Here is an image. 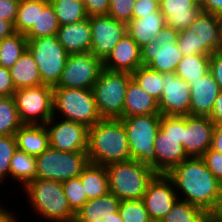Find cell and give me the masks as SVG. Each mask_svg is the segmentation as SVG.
<instances>
[{
    "instance_id": "cell-1",
    "label": "cell",
    "mask_w": 222,
    "mask_h": 222,
    "mask_svg": "<svg viewBox=\"0 0 222 222\" xmlns=\"http://www.w3.org/2000/svg\"><path fill=\"white\" fill-rule=\"evenodd\" d=\"M179 199L203 209L207 214L222 210V184L207 169L201 157H189L166 174Z\"/></svg>"
},
{
    "instance_id": "cell-2",
    "label": "cell",
    "mask_w": 222,
    "mask_h": 222,
    "mask_svg": "<svg viewBox=\"0 0 222 222\" xmlns=\"http://www.w3.org/2000/svg\"><path fill=\"white\" fill-rule=\"evenodd\" d=\"M87 154L89 163L102 166L131 160L122 121L102 118L89 127Z\"/></svg>"
},
{
    "instance_id": "cell-3",
    "label": "cell",
    "mask_w": 222,
    "mask_h": 222,
    "mask_svg": "<svg viewBox=\"0 0 222 222\" xmlns=\"http://www.w3.org/2000/svg\"><path fill=\"white\" fill-rule=\"evenodd\" d=\"M31 211L46 222H74L62 182L36 178L24 189ZM39 215V216H38Z\"/></svg>"
},
{
    "instance_id": "cell-4",
    "label": "cell",
    "mask_w": 222,
    "mask_h": 222,
    "mask_svg": "<svg viewBox=\"0 0 222 222\" xmlns=\"http://www.w3.org/2000/svg\"><path fill=\"white\" fill-rule=\"evenodd\" d=\"M107 169L109 193L119 200L142 199L148 183L157 174L151 167L137 160L111 163Z\"/></svg>"
},
{
    "instance_id": "cell-5",
    "label": "cell",
    "mask_w": 222,
    "mask_h": 222,
    "mask_svg": "<svg viewBox=\"0 0 222 222\" xmlns=\"http://www.w3.org/2000/svg\"><path fill=\"white\" fill-rule=\"evenodd\" d=\"M119 119L125 127L131 160H137L156 172L154 142L160 129L161 115H136Z\"/></svg>"
},
{
    "instance_id": "cell-6",
    "label": "cell",
    "mask_w": 222,
    "mask_h": 222,
    "mask_svg": "<svg viewBox=\"0 0 222 222\" xmlns=\"http://www.w3.org/2000/svg\"><path fill=\"white\" fill-rule=\"evenodd\" d=\"M179 33L177 46L183 56L212 55L222 51V37L216 14L201 11L187 29Z\"/></svg>"
},
{
    "instance_id": "cell-7",
    "label": "cell",
    "mask_w": 222,
    "mask_h": 222,
    "mask_svg": "<svg viewBox=\"0 0 222 222\" xmlns=\"http://www.w3.org/2000/svg\"><path fill=\"white\" fill-rule=\"evenodd\" d=\"M53 116L88 128L102 119L92 89L53 88Z\"/></svg>"
},
{
    "instance_id": "cell-8",
    "label": "cell",
    "mask_w": 222,
    "mask_h": 222,
    "mask_svg": "<svg viewBox=\"0 0 222 222\" xmlns=\"http://www.w3.org/2000/svg\"><path fill=\"white\" fill-rule=\"evenodd\" d=\"M130 73L110 71L100 72L92 91L96 108L102 118L119 119L124 117V101L130 79Z\"/></svg>"
},
{
    "instance_id": "cell-9",
    "label": "cell",
    "mask_w": 222,
    "mask_h": 222,
    "mask_svg": "<svg viewBox=\"0 0 222 222\" xmlns=\"http://www.w3.org/2000/svg\"><path fill=\"white\" fill-rule=\"evenodd\" d=\"M88 164L86 151L64 152L49 146L36 156V178L63 182L79 177Z\"/></svg>"
},
{
    "instance_id": "cell-10",
    "label": "cell",
    "mask_w": 222,
    "mask_h": 222,
    "mask_svg": "<svg viewBox=\"0 0 222 222\" xmlns=\"http://www.w3.org/2000/svg\"><path fill=\"white\" fill-rule=\"evenodd\" d=\"M27 40V50L38 66L42 83L54 87L61 77L68 52L59 43L57 36Z\"/></svg>"
},
{
    "instance_id": "cell-11",
    "label": "cell",
    "mask_w": 222,
    "mask_h": 222,
    "mask_svg": "<svg viewBox=\"0 0 222 222\" xmlns=\"http://www.w3.org/2000/svg\"><path fill=\"white\" fill-rule=\"evenodd\" d=\"M179 34L178 30L166 25L155 41L141 48L142 65L160 73H175L183 57L177 46Z\"/></svg>"
},
{
    "instance_id": "cell-12",
    "label": "cell",
    "mask_w": 222,
    "mask_h": 222,
    "mask_svg": "<svg viewBox=\"0 0 222 222\" xmlns=\"http://www.w3.org/2000/svg\"><path fill=\"white\" fill-rule=\"evenodd\" d=\"M20 121L28 125H44L53 117V87L40 85L21 88L13 94Z\"/></svg>"
},
{
    "instance_id": "cell-13",
    "label": "cell",
    "mask_w": 222,
    "mask_h": 222,
    "mask_svg": "<svg viewBox=\"0 0 222 222\" xmlns=\"http://www.w3.org/2000/svg\"><path fill=\"white\" fill-rule=\"evenodd\" d=\"M103 70V61L91 52L69 54L53 88L92 89Z\"/></svg>"
},
{
    "instance_id": "cell-14",
    "label": "cell",
    "mask_w": 222,
    "mask_h": 222,
    "mask_svg": "<svg viewBox=\"0 0 222 222\" xmlns=\"http://www.w3.org/2000/svg\"><path fill=\"white\" fill-rule=\"evenodd\" d=\"M44 125L49 134V146L53 149L87 152L89 128L84 124L53 116Z\"/></svg>"
},
{
    "instance_id": "cell-15",
    "label": "cell",
    "mask_w": 222,
    "mask_h": 222,
    "mask_svg": "<svg viewBox=\"0 0 222 222\" xmlns=\"http://www.w3.org/2000/svg\"><path fill=\"white\" fill-rule=\"evenodd\" d=\"M92 41L90 52L102 61L127 33V24L107 15L89 17Z\"/></svg>"
},
{
    "instance_id": "cell-16",
    "label": "cell",
    "mask_w": 222,
    "mask_h": 222,
    "mask_svg": "<svg viewBox=\"0 0 222 222\" xmlns=\"http://www.w3.org/2000/svg\"><path fill=\"white\" fill-rule=\"evenodd\" d=\"M178 199L174 184L166 174H156L142 197L153 222H160Z\"/></svg>"
},
{
    "instance_id": "cell-17",
    "label": "cell",
    "mask_w": 222,
    "mask_h": 222,
    "mask_svg": "<svg viewBox=\"0 0 222 222\" xmlns=\"http://www.w3.org/2000/svg\"><path fill=\"white\" fill-rule=\"evenodd\" d=\"M163 91L158 106L160 115H190V85L173 72L163 73Z\"/></svg>"
},
{
    "instance_id": "cell-18",
    "label": "cell",
    "mask_w": 222,
    "mask_h": 222,
    "mask_svg": "<svg viewBox=\"0 0 222 222\" xmlns=\"http://www.w3.org/2000/svg\"><path fill=\"white\" fill-rule=\"evenodd\" d=\"M214 128L209 117L184 116L183 147L189 157H201L211 147Z\"/></svg>"
},
{
    "instance_id": "cell-19",
    "label": "cell",
    "mask_w": 222,
    "mask_h": 222,
    "mask_svg": "<svg viewBox=\"0 0 222 222\" xmlns=\"http://www.w3.org/2000/svg\"><path fill=\"white\" fill-rule=\"evenodd\" d=\"M142 65L141 48L126 33L111 53L103 60V68L132 74Z\"/></svg>"
},
{
    "instance_id": "cell-20",
    "label": "cell",
    "mask_w": 222,
    "mask_h": 222,
    "mask_svg": "<svg viewBox=\"0 0 222 222\" xmlns=\"http://www.w3.org/2000/svg\"><path fill=\"white\" fill-rule=\"evenodd\" d=\"M190 116L210 117L220 88L209 72L200 79L190 83Z\"/></svg>"
},
{
    "instance_id": "cell-21",
    "label": "cell",
    "mask_w": 222,
    "mask_h": 222,
    "mask_svg": "<svg viewBox=\"0 0 222 222\" xmlns=\"http://www.w3.org/2000/svg\"><path fill=\"white\" fill-rule=\"evenodd\" d=\"M154 147L157 174H167L173 167L189 158L180 141L167 136L161 129L156 134Z\"/></svg>"
},
{
    "instance_id": "cell-22",
    "label": "cell",
    "mask_w": 222,
    "mask_h": 222,
    "mask_svg": "<svg viewBox=\"0 0 222 222\" xmlns=\"http://www.w3.org/2000/svg\"><path fill=\"white\" fill-rule=\"evenodd\" d=\"M56 36L68 54L90 52L92 33L89 17L59 26Z\"/></svg>"
},
{
    "instance_id": "cell-23",
    "label": "cell",
    "mask_w": 222,
    "mask_h": 222,
    "mask_svg": "<svg viewBox=\"0 0 222 222\" xmlns=\"http://www.w3.org/2000/svg\"><path fill=\"white\" fill-rule=\"evenodd\" d=\"M159 5L167 26L179 32L187 29L202 11L194 0H163Z\"/></svg>"
},
{
    "instance_id": "cell-24",
    "label": "cell",
    "mask_w": 222,
    "mask_h": 222,
    "mask_svg": "<svg viewBox=\"0 0 222 222\" xmlns=\"http://www.w3.org/2000/svg\"><path fill=\"white\" fill-rule=\"evenodd\" d=\"M166 25V18L159 10L144 18L131 19L127 24V33L142 48L145 44L155 41Z\"/></svg>"
},
{
    "instance_id": "cell-25",
    "label": "cell",
    "mask_w": 222,
    "mask_h": 222,
    "mask_svg": "<svg viewBox=\"0 0 222 222\" xmlns=\"http://www.w3.org/2000/svg\"><path fill=\"white\" fill-rule=\"evenodd\" d=\"M136 115H160V110L158 101L131 78L124 101V117Z\"/></svg>"
},
{
    "instance_id": "cell-26",
    "label": "cell",
    "mask_w": 222,
    "mask_h": 222,
    "mask_svg": "<svg viewBox=\"0 0 222 222\" xmlns=\"http://www.w3.org/2000/svg\"><path fill=\"white\" fill-rule=\"evenodd\" d=\"M15 136L18 149L35 157L49 147V134L45 125L23 124Z\"/></svg>"
},
{
    "instance_id": "cell-27",
    "label": "cell",
    "mask_w": 222,
    "mask_h": 222,
    "mask_svg": "<svg viewBox=\"0 0 222 222\" xmlns=\"http://www.w3.org/2000/svg\"><path fill=\"white\" fill-rule=\"evenodd\" d=\"M16 90L43 85L38 66L27 50L9 69Z\"/></svg>"
},
{
    "instance_id": "cell-28",
    "label": "cell",
    "mask_w": 222,
    "mask_h": 222,
    "mask_svg": "<svg viewBox=\"0 0 222 222\" xmlns=\"http://www.w3.org/2000/svg\"><path fill=\"white\" fill-rule=\"evenodd\" d=\"M121 200L112 193L88 200L76 212L74 222H94L96 218H104L119 211Z\"/></svg>"
},
{
    "instance_id": "cell-29",
    "label": "cell",
    "mask_w": 222,
    "mask_h": 222,
    "mask_svg": "<svg viewBox=\"0 0 222 222\" xmlns=\"http://www.w3.org/2000/svg\"><path fill=\"white\" fill-rule=\"evenodd\" d=\"M88 200L109 193L107 169L105 166L89 163L79 175Z\"/></svg>"
},
{
    "instance_id": "cell-30",
    "label": "cell",
    "mask_w": 222,
    "mask_h": 222,
    "mask_svg": "<svg viewBox=\"0 0 222 222\" xmlns=\"http://www.w3.org/2000/svg\"><path fill=\"white\" fill-rule=\"evenodd\" d=\"M9 179L22 186L19 190L24 189L36 179V157L17 148L10 161Z\"/></svg>"
},
{
    "instance_id": "cell-31",
    "label": "cell",
    "mask_w": 222,
    "mask_h": 222,
    "mask_svg": "<svg viewBox=\"0 0 222 222\" xmlns=\"http://www.w3.org/2000/svg\"><path fill=\"white\" fill-rule=\"evenodd\" d=\"M59 26L57 16L50 2L38 1L37 22L25 36L27 39L56 36Z\"/></svg>"
},
{
    "instance_id": "cell-32",
    "label": "cell",
    "mask_w": 222,
    "mask_h": 222,
    "mask_svg": "<svg viewBox=\"0 0 222 222\" xmlns=\"http://www.w3.org/2000/svg\"><path fill=\"white\" fill-rule=\"evenodd\" d=\"M210 56L201 54L183 56L177 65L175 74L188 84L200 79L210 72Z\"/></svg>"
},
{
    "instance_id": "cell-33",
    "label": "cell",
    "mask_w": 222,
    "mask_h": 222,
    "mask_svg": "<svg viewBox=\"0 0 222 222\" xmlns=\"http://www.w3.org/2000/svg\"><path fill=\"white\" fill-rule=\"evenodd\" d=\"M28 40L25 34L18 32L0 41V66L10 69L27 51Z\"/></svg>"
},
{
    "instance_id": "cell-34",
    "label": "cell",
    "mask_w": 222,
    "mask_h": 222,
    "mask_svg": "<svg viewBox=\"0 0 222 222\" xmlns=\"http://www.w3.org/2000/svg\"><path fill=\"white\" fill-rule=\"evenodd\" d=\"M60 26L76 23L88 17L84 2L77 0H50Z\"/></svg>"
},
{
    "instance_id": "cell-35",
    "label": "cell",
    "mask_w": 222,
    "mask_h": 222,
    "mask_svg": "<svg viewBox=\"0 0 222 222\" xmlns=\"http://www.w3.org/2000/svg\"><path fill=\"white\" fill-rule=\"evenodd\" d=\"M131 76L146 93L157 101L160 100L163 91V73L141 65Z\"/></svg>"
},
{
    "instance_id": "cell-36",
    "label": "cell",
    "mask_w": 222,
    "mask_h": 222,
    "mask_svg": "<svg viewBox=\"0 0 222 222\" xmlns=\"http://www.w3.org/2000/svg\"><path fill=\"white\" fill-rule=\"evenodd\" d=\"M22 125L14 97H0V135H15Z\"/></svg>"
},
{
    "instance_id": "cell-37",
    "label": "cell",
    "mask_w": 222,
    "mask_h": 222,
    "mask_svg": "<svg viewBox=\"0 0 222 222\" xmlns=\"http://www.w3.org/2000/svg\"><path fill=\"white\" fill-rule=\"evenodd\" d=\"M206 215L203 209L178 199L160 222H201Z\"/></svg>"
},
{
    "instance_id": "cell-38",
    "label": "cell",
    "mask_w": 222,
    "mask_h": 222,
    "mask_svg": "<svg viewBox=\"0 0 222 222\" xmlns=\"http://www.w3.org/2000/svg\"><path fill=\"white\" fill-rule=\"evenodd\" d=\"M38 1L20 0L17 19L14 24L15 32L26 34L37 22Z\"/></svg>"
},
{
    "instance_id": "cell-39",
    "label": "cell",
    "mask_w": 222,
    "mask_h": 222,
    "mask_svg": "<svg viewBox=\"0 0 222 222\" xmlns=\"http://www.w3.org/2000/svg\"><path fill=\"white\" fill-rule=\"evenodd\" d=\"M17 148L15 135H0V185L8 183L10 161Z\"/></svg>"
},
{
    "instance_id": "cell-40",
    "label": "cell",
    "mask_w": 222,
    "mask_h": 222,
    "mask_svg": "<svg viewBox=\"0 0 222 222\" xmlns=\"http://www.w3.org/2000/svg\"><path fill=\"white\" fill-rule=\"evenodd\" d=\"M119 213L123 222H153L142 199L121 200Z\"/></svg>"
},
{
    "instance_id": "cell-41",
    "label": "cell",
    "mask_w": 222,
    "mask_h": 222,
    "mask_svg": "<svg viewBox=\"0 0 222 222\" xmlns=\"http://www.w3.org/2000/svg\"><path fill=\"white\" fill-rule=\"evenodd\" d=\"M62 186L70 208L76 213L88 201L80 177L63 181Z\"/></svg>"
},
{
    "instance_id": "cell-42",
    "label": "cell",
    "mask_w": 222,
    "mask_h": 222,
    "mask_svg": "<svg viewBox=\"0 0 222 222\" xmlns=\"http://www.w3.org/2000/svg\"><path fill=\"white\" fill-rule=\"evenodd\" d=\"M160 129L183 145L184 116L161 115Z\"/></svg>"
},
{
    "instance_id": "cell-43",
    "label": "cell",
    "mask_w": 222,
    "mask_h": 222,
    "mask_svg": "<svg viewBox=\"0 0 222 222\" xmlns=\"http://www.w3.org/2000/svg\"><path fill=\"white\" fill-rule=\"evenodd\" d=\"M136 0H110L108 15L117 21L128 24L133 15Z\"/></svg>"
},
{
    "instance_id": "cell-44",
    "label": "cell",
    "mask_w": 222,
    "mask_h": 222,
    "mask_svg": "<svg viewBox=\"0 0 222 222\" xmlns=\"http://www.w3.org/2000/svg\"><path fill=\"white\" fill-rule=\"evenodd\" d=\"M201 158L205 162L207 169L222 184V153L209 148Z\"/></svg>"
},
{
    "instance_id": "cell-45",
    "label": "cell",
    "mask_w": 222,
    "mask_h": 222,
    "mask_svg": "<svg viewBox=\"0 0 222 222\" xmlns=\"http://www.w3.org/2000/svg\"><path fill=\"white\" fill-rule=\"evenodd\" d=\"M159 10L160 5L154 0H136L132 19L144 18L146 15H151V13Z\"/></svg>"
},
{
    "instance_id": "cell-46",
    "label": "cell",
    "mask_w": 222,
    "mask_h": 222,
    "mask_svg": "<svg viewBox=\"0 0 222 222\" xmlns=\"http://www.w3.org/2000/svg\"><path fill=\"white\" fill-rule=\"evenodd\" d=\"M19 2L20 0H0V19L7 20L14 25Z\"/></svg>"
},
{
    "instance_id": "cell-47",
    "label": "cell",
    "mask_w": 222,
    "mask_h": 222,
    "mask_svg": "<svg viewBox=\"0 0 222 222\" xmlns=\"http://www.w3.org/2000/svg\"><path fill=\"white\" fill-rule=\"evenodd\" d=\"M88 17L95 15H107L109 12L110 0H85Z\"/></svg>"
},
{
    "instance_id": "cell-48",
    "label": "cell",
    "mask_w": 222,
    "mask_h": 222,
    "mask_svg": "<svg viewBox=\"0 0 222 222\" xmlns=\"http://www.w3.org/2000/svg\"><path fill=\"white\" fill-rule=\"evenodd\" d=\"M210 73L212 74L215 82L222 90V51L214 52L210 56Z\"/></svg>"
},
{
    "instance_id": "cell-49",
    "label": "cell",
    "mask_w": 222,
    "mask_h": 222,
    "mask_svg": "<svg viewBox=\"0 0 222 222\" xmlns=\"http://www.w3.org/2000/svg\"><path fill=\"white\" fill-rule=\"evenodd\" d=\"M15 91L9 69L0 66V97L13 96Z\"/></svg>"
},
{
    "instance_id": "cell-50",
    "label": "cell",
    "mask_w": 222,
    "mask_h": 222,
    "mask_svg": "<svg viewBox=\"0 0 222 222\" xmlns=\"http://www.w3.org/2000/svg\"><path fill=\"white\" fill-rule=\"evenodd\" d=\"M200 6L203 12L222 15V0H202Z\"/></svg>"
},
{
    "instance_id": "cell-51",
    "label": "cell",
    "mask_w": 222,
    "mask_h": 222,
    "mask_svg": "<svg viewBox=\"0 0 222 222\" xmlns=\"http://www.w3.org/2000/svg\"><path fill=\"white\" fill-rule=\"evenodd\" d=\"M215 125H222V90H220L217 96L212 113L209 117Z\"/></svg>"
},
{
    "instance_id": "cell-52",
    "label": "cell",
    "mask_w": 222,
    "mask_h": 222,
    "mask_svg": "<svg viewBox=\"0 0 222 222\" xmlns=\"http://www.w3.org/2000/svg\"><path fill=\"white\" fill-rule=\"evenodd\" d=\"M210 148L222 153V125H215Z\"/></svg>"
},
{
    "instance_id": "cell-53",
    "label": "cell",
    "mask_w": 222,
    "mask_h": 222,
    "mask_svg": "<svg viewBox=\"0 0 222 222\" xmlns=\"http://www.w3.org/2000/svg\"><path fill=\"white\" fill-rule=\"evenodd\" d=\"M6 207L7 205L3 206L2 203L0 204V222H19L14 210L12 211L10 208L6 209Z\"/></svg>"
},
{
    "instance_id": "cell-54",
    "label": "cell",
    "mask_w": 222,
    "mask_h": 222,
    "mask_svg": "<svg viewBox=\"0 0 222 222\" xmlns=\"http://www.w3.org/2000/svg\"><path fill=\"white\" fill-rule=\"evenodd\" d=\"M13 33H15L14 25L7 20L0 19V41Z\"/></svg>"
},
{
    "instance_id": "cell-55",
    "label": "cell",
    "mask_w": 222,
    "mask_h": 222,
    "mask_svg": "<svg viewBox=\"0 0 222 222\" xmlns=\"http://www.w3.org/2000/svg\"><path fill=\"white\" fill-rule=\"evenodd\" d=\"M201 222H222L221 214H207Z\"/></svg>"
},
{
    "instance_id": "cell-56",
    "label": "cell",
    "mask_w": 222,
    "mask_h": 222,
    "mask_svg": "<svg viewBox=\"0 0 222 222\" xmlns=\"http://www.w3.org/2000/svg\"><path fill=\"white\" fill-rule=\"evenodd\" d=\"M103 220L104 222H123L119 211L104 217Z\"/></svg>"
},
{
    "instance_id": "cell-57",
    "label": "cell",
    "mask_w": 222,
    "mask_h": 222,
    "mask_svg": "<svg viewBox=\"0 0 222 222\" xmlns=\"http://www.w3.org/2000/svg\"><path fill=\"white\" fill-rule=\"evenodd\" d=\"M218 21H219V31L222 37V15L218 16Z\"/></svg>"
},
{
    "instance_id": "cell-58",
    "label": "cell",
    "mask_w": 222,
    "mask_h": 222,
    "mask_svg": "<svg viewBox=\"0 0 222 222\" xmlns=\"http://www.w3.org/2000/svg\"><path fill=\"white\" fill-rule=\"evenodd\" d=\"M94 222H104V220H103L102 218H96V219L94 220Z\"/></svg>"
},
{
    "instance_id": "cell-59",
    "label": "cell",
    "mask_w": 222,
    "mask_h": 222,
    "mask_svg": "<svg viewBox=\"0 0 222 222\" xmlns=\"http://www.w3.org/2000/svg\"><path fill=\"white\" fill-rule=\"evenodd\" d=\"M197 4H201L202 0H194Z\"/></svg>"
},
{
    "instance_id": "cell-60",
    "label": "cell",
    "mask_w": 222,
    "mask_h": 222,
    "mask_svg": "<svg viewBox=\"0 0 222 222\" xmlns=\"http://www.w3.org/2000/svg\"><path fill=\"white\" fill-rule=\"evenodd\" d=\"M155 2H157L158 4H161L163 2V0H154Z\"/></svg>"
},
{
    "instance_id": "cell-61",
    "label": "cell",
    "mask_w": 222,
    "mask_h": 222,
    "mask_svg": "<svg viewBox=\"0 0 222 222\" xmlns=\"http://www.w3.org/2000/svg\"><path fill=\"white\" fill-rule=\"evenodd\" d=\"M34 1H44V2H50V0H34Z\"/></svg>"
}]
</instances>
